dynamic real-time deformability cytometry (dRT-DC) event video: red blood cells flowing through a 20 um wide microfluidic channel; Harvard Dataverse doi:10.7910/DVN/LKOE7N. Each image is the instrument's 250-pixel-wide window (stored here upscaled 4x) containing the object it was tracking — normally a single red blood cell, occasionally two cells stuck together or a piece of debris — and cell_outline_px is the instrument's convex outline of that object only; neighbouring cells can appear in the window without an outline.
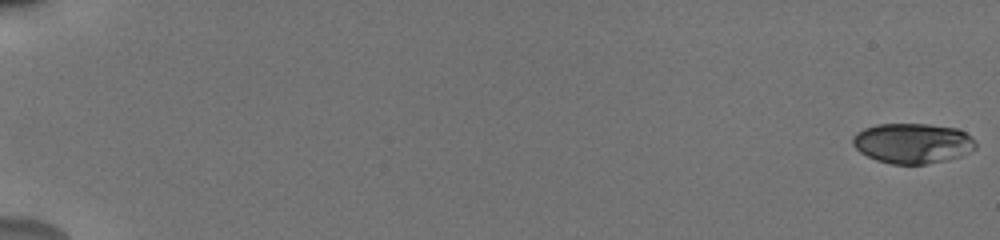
{"species": "human", "species_latin": "Homo sapiens", "temperature_condition": "cold", "stored_images_in_passage": 56, "camera_frame_rate_fps": 3000, "um_per_image_px": 0.085, "donor": {"sex": "male"}, "frame": {"image": 1, "passage_image": 1, "time_ms": 0.0, "image_size_px": [1000, 240], "cell_outline_px": [[976, 148], [960, 156], [944, 160], [924, 164], [892, 164], [876, 160], [860, 152], [852, 144], [852, 136], [856, 132], [864, 128], [876, 124], [928, 124], [956, 128], [972, 136], [976, 140]], "centroid_in_image_um": [77.56, 12.17], "position_along_channel_um": 7.4, "area_um2": 28.84}}
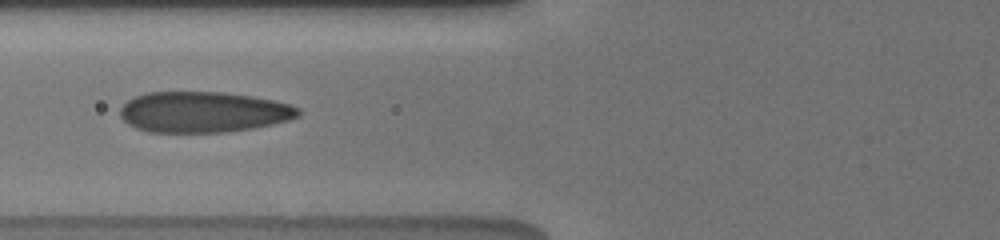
{"frame": {"image": 2, "passage_image": 25, "time_ms": 8.0, "image_size_px": [1000, 240], "cell_outline_px": [[300, 116], [288, 120], [272, 124], [252, 128], [224, 132], [148, 132], [136, 128], [128, 124], [120, 116], [120, 108], [128, 100], [136, 96], [148, 92], [224, 92], [252, 96], [272, 100], [288, 104], [300, 108]], "centroid_in_image_um": [17.27, 9.52], "position_along_channel_um": 108.5, "area_um2": 42.31}}
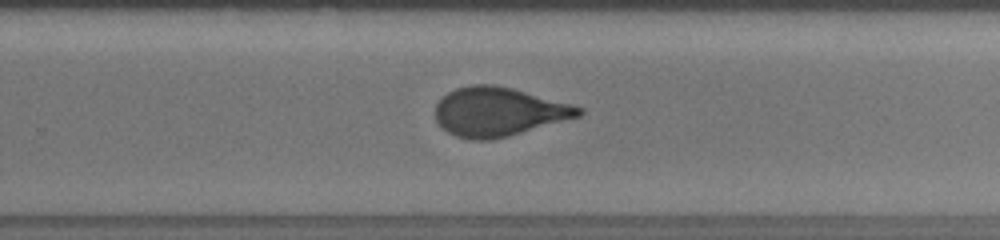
{"frame": {"image": 3, "passage_image": 39, "time_ms": 12.667, "image_size_px": [1000, 240], "cell_outline_px": [[584, 112], [580, 116], [508, 136], [492, 140], [472, 140], [456, 136], [448, 132], [436, 120], [436, 104], [448, 92], [456, 88], [472, 84], [492, 84], [512, 88], [572, 104], [584, 108]], "centroid_in_image_um": [42.38, 9.5], "position_along_channel_um": 287.4, "area_um2": 40.63}, "authors_computed_cell_mechanics": {"area_um2": 40.2288, "velocity_mm_per_s": 3.8336, "shape_relaxation_time_tau1_ms": 4.6467, "shape_relaxation_time_tau2_ms": 0.6907, "deformation_change_tau1": 0.1767, "deformation_change_tau2": 0.0755}}